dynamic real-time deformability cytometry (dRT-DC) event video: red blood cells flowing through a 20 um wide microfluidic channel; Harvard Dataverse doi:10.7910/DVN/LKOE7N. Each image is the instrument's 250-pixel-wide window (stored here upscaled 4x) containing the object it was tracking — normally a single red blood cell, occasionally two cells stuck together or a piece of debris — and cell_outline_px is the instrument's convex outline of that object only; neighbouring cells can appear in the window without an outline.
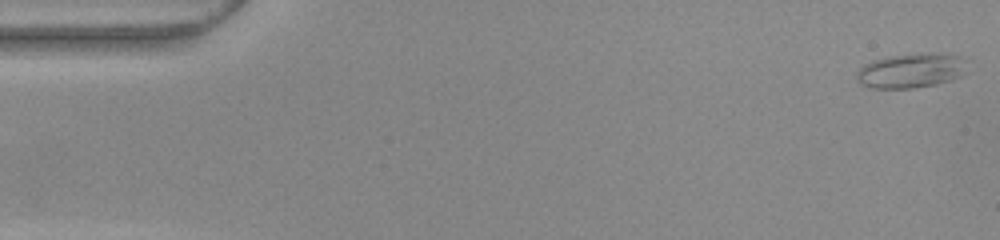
{"species": "common noctule bat (a hibernating species)", "species_latin": "Nyctalus noctula", "temperature_condition": "warm", "stored_images_in_passage": 52, "camera_frame_rate_fps": 3000, "um_per_image_px": 0.085, "animal": {"sex": "female", "body_mass_g": 22.0, "forearm_length_mm": 56.7}, "frame": {"image": 1, "passage_image": 1, "time_ms": 0.0, "image_size_px": [1000, 240], "cell_outline_px": [[964, 72], [960, 76], [952, 80], [936, 84], [912, 88], [868, 88], [860, 84], [856, 80], [856, 72], [864, 64], [872, 60], [888, 56], [924, 52], [960, 56]], "centroid_in_image_um": [77.33, 6.01], "position_along_channel_um": 7.7, "area_um2": 22.2}}
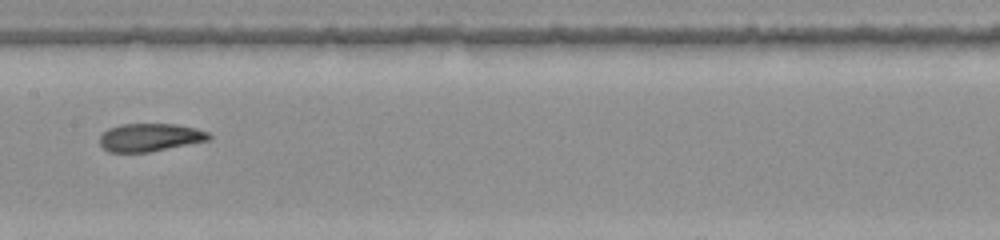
{"frame": {"image": 2, "passage_image": 26, "time_ms": 8.333, "image_size_px": [1000, 240], "cell_outline_px": [[212, 140], [148, 152], [108, 152], [100, 144], [100, 136], [108, 128], [120, 124], [176, 124], [196, 128], [208, 132], [212, 136]], "centroid_in_image_um": [12.78, 11.67], "position_along_channel_um": 194.6, "area_um2": 17.92}}
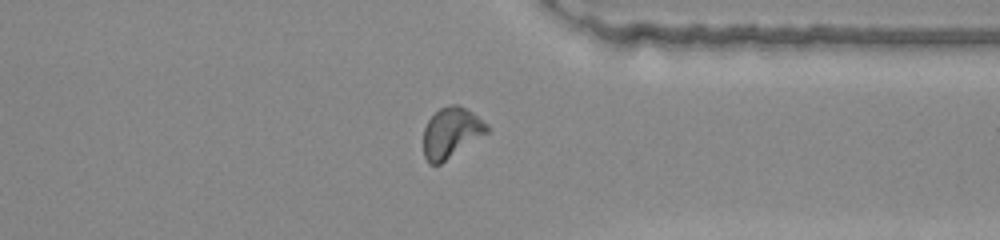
{"frame": {"image": 3, "passage_image": 40, "time_ms": 13.0, "image_size_px": [1000, 240], "cell_outline_px": [[488, 132], [440, 164], [428, 164], [424, 156], [424, 128], [428, 120], [440, 108], [452, 104], [456, 104], [472, 112], [488, 124]], "centroid_in_image_um": [38.34, 11.28], "position_along_channel_um": 373.1, "area_um2": 18.38}, "authors_computed_cell_mechanics": {"area_um2": 18.4382, "velocity_mm_per_s": 3.9155, "shape_relaxation_time_tau1_ms": null, "shape_relaxation_time_tau2_ms": 1.4232, "deformation_change_tau1": null, "deformation_change_tau2": 0.0802}}